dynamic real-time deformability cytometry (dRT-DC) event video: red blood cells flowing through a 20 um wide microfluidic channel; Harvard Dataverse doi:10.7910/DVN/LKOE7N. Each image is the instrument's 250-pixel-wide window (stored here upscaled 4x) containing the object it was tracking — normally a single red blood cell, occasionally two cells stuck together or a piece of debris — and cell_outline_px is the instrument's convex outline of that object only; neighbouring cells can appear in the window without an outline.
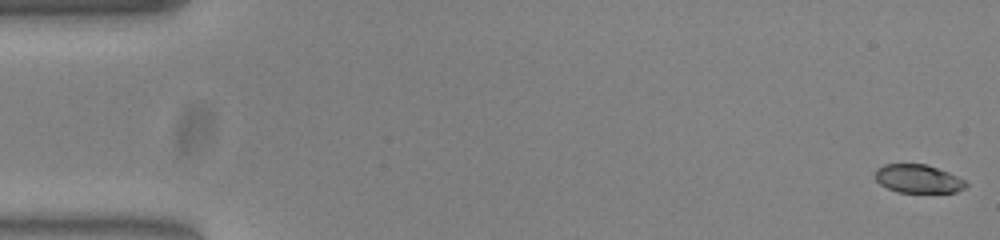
{"species": "common noctule bat (a hibernating species)", "species_latin": "Nyctalus noctula", "temperature_condition": "warm", "stored_images_in_passage": 54, "camera_frame_rate_fps": 3000, "um_per_image_px": 0.085, "animal": {"sex": "female", "body_mass_g": 23.0, "forearm_length_mm": 53.4}, "frame": {"image": 1, "passage_image": 1, "time_ms": 0.0, "image_size_px": [1000, 240], "cell_outline_px": [[968, 184], [964, 188], [956, 192], [896, 192], [880, 184], [876, 180], [876, 168], [884, 164], [928, 164], [948, 172], [964, 180]], "centroid_in_image_um": [78.03, 15.19], "position_along_channel_um": 7.0, "area_um2": 14.97}}
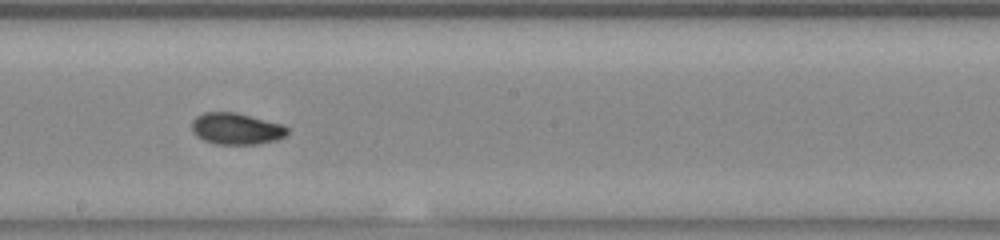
{"frame": {"image": 2, "passage_image": 30, "time_ms": 9.667, "image_size_px": [1000, 240], "cell_outline_px": [[288, 132], [284, 136], [276, 140], [256, 144], [216, 144], [204, 140], [196, 136], [192, 132], [192, 120], [196, 116], [204, 112], [236, 112], [284, 124], [288, 128]], "centroid_in_image_um": [20.08, 10.93], "position_along_channel_um": 228.1, "area_um2": 17.69}}
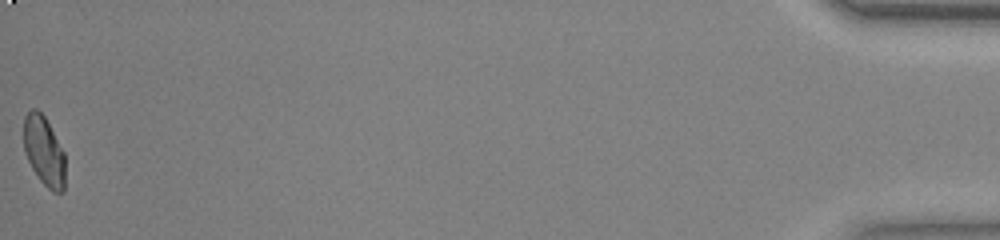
{"frame": {"image": 3, "passage_image": 54, "time_ms": 17.667, "image_size_px": [1000, 240], "cell_outline_px": [[64, 192], [52, 192], [40, 180], [32, 168], [24, 152], [24, 116], [32, 108], [36, 108], [44, 116], [64, 152]], "centroid_in_image_um": [3.73, 12.84], "position_along_channel_um": 431.5, "area_um2": 16.65}, "authors_computed_cell_mechanics": {"area_um2": 16.9354, "velocity_mm_per_s": 3.8299, "shape_relaxation_time_tau1_ms": 4.4601, "shape_relaxation_time_tau2_ms": 2.1847, "deformation_change_tau1": 0.1656, "deformation_change_tau2": 0.0555}}